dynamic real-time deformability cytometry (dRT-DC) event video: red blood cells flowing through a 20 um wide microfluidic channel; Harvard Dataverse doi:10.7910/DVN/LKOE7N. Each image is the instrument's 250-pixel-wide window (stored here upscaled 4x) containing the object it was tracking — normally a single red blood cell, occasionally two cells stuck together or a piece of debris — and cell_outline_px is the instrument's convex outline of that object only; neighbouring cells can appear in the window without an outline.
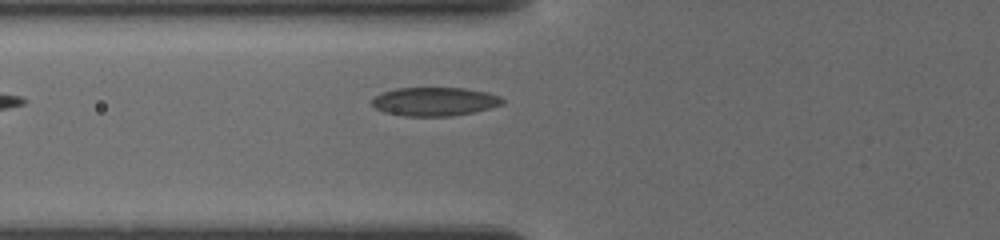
{"species": "common noctule bat (a hibernating species)", "species_latin": "Nyctalus noctula", "temperature_condition": "cold", "stored_images_in_passage": 5, "camera_frame_rate_fps": 3000, "um_per_image_px": 0.085, "animal": {"sex": "female", "body_mass_g": 19.5, "forearm_length_mm": 54.1}, "frame": {"image": 1, "passage_image": 5, "time_ms": 2.667, "image_size_px": [1000, 240], "cell_outline_px": [[504, 104], [472, 112], [452, 116], [404, 116], [384, 112], [376, 108], [372, 104], [372, 100], [376, 96], [384, 92], [396, 88], [464, 88], [488, 92], [500, 96], [504, 100]], "centroid_in_image_um": [36.96, 8.63], "position_along_channel_um": 88.8, "area_um2": 21.68}}